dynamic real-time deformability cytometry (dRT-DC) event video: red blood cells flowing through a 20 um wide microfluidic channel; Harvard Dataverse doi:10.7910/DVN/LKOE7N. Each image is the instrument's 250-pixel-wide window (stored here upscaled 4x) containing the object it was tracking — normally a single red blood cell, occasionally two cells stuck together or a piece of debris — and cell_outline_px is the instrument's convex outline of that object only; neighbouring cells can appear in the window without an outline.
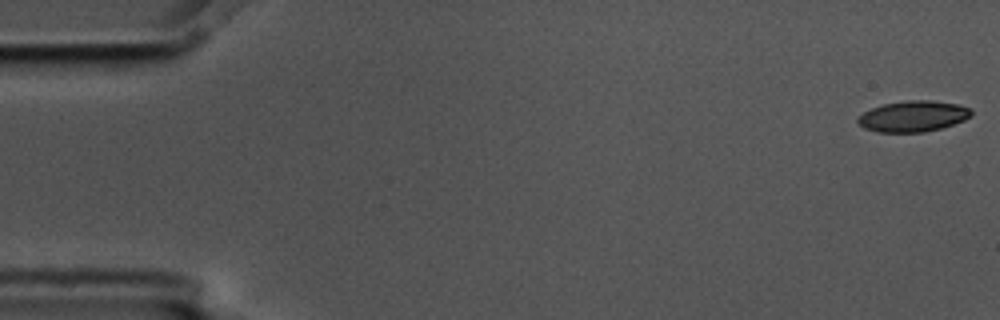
{"species": "common noctule bat (a hibernating species)", "species_latin": "Nyctalus noctula", "temperature_condition": "cold", "stored_images_in_passage": 4, "camera_frame_rate_fps": 3000, "um_per_image_px": 0.085, "animal": {"sex": "male", "body_mass_g": 17.5, "forearm_length_mm": 52.3}, "frame": {"image": 1, "passage_image": 1, "time_ms": 0.0, "image_size_px": [1000, 320], "cell_outline_px": [[972, 116], [964, 120], [940, 128], [924, 132], [880, 132], [864, 128], [856, 120], [864, 112], [872, 108], [884, 104], [904, 100], [928, 100], [956, 104], [972, 108]], "centroid_in_image_um": [77.63, 9.88], "position_along_channel_um": 7.4, "area_um2": 20.29}}
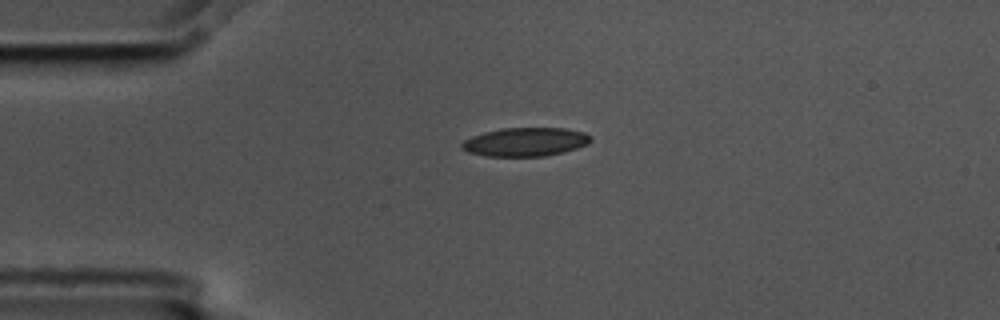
{"frame": {"image": 2, "passage_image": 4, "time_ms": 1.0, "image_size_px": [1000, 320], "cell_outline_px": [[592, 140], [588, 144], [564, 152], [544, 156], [488, 156], [468, 152], [460, 148], [460, 144], [464, 140], [472, 136], [484, 132], [500, 128], [564, 128], [584, 132], [592, 136]], "centroid_in_image_um": [44.66, 12.06], "position_along_channel_um": 40.3, "area_um2": 21.62}}